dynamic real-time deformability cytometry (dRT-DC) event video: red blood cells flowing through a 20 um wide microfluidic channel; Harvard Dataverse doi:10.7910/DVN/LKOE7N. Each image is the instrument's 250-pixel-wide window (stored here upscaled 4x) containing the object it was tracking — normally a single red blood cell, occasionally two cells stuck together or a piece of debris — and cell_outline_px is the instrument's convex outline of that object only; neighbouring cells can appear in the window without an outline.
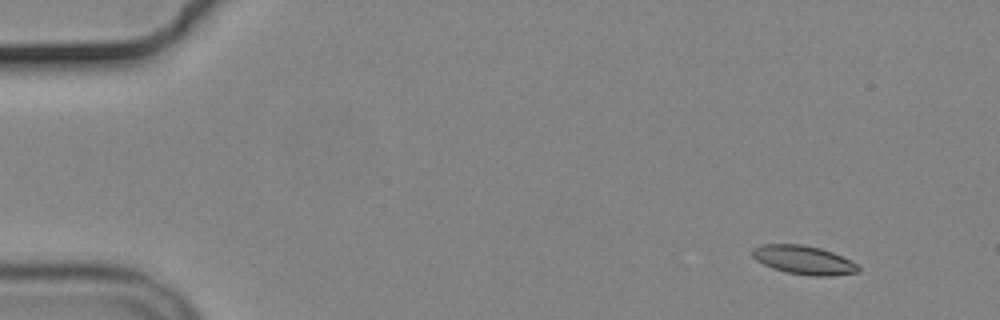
{"species": "common noctule bat (a hibernating species)", "species_latin": "Nyctalus noctula", "temperature_condition": "cold", "stored_images_in_passage": 6, "camera_frame_rate_fps": 3000, "um_per_image_px": 0.085, "animal": {"sex": "male", "body_mass_g": 19.2, "forearm_length_mm": 51.8}, "frame": {"image": 1, "passage_image": 2, "time_ms": 1.333, "image_size_px": [1000, 320], "cell_outline_px": [[860, 272], [832, 276], [812, 276], [788, 272], [772, 268], [756, 260], [752, 256], [752, 248], [764, 244], [800, 244], [820, 248], [832, 252], [852, 260], [860, 268]], "centroid_in_image_um": [68.34, 22.1], "position_along_channel_um": 16.7, "area_um2": 17.74}}
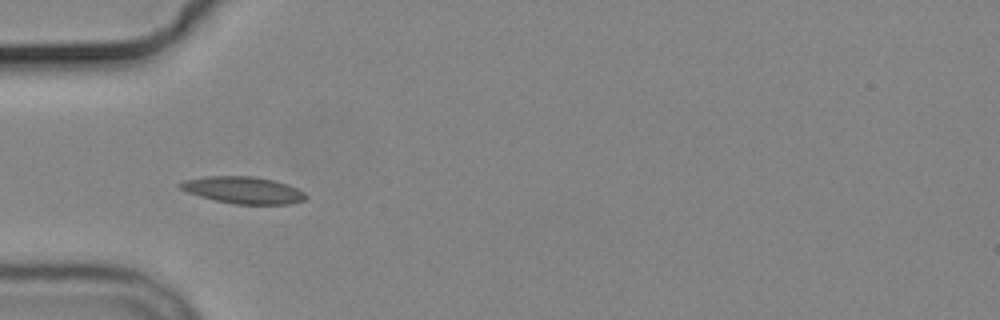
{"frame": {"image": 2, "passage_image": 5, "time_ms": 5.667, "image_size_px": [1000, 320], "cell_outline_px": [[308, 196], [304, 200], [292, 204], [236, 204], [216, 200], [200, 196], [188, 192], [180, 188], [176, 184], [184, 180], [208, 176], [252, 176], [272, 180], [288, 184], [304, 192]], "centroid_in_image_um": [20.69, 16.16], "position_along_channel_um": 64.3, "area_um2": 19.59}}
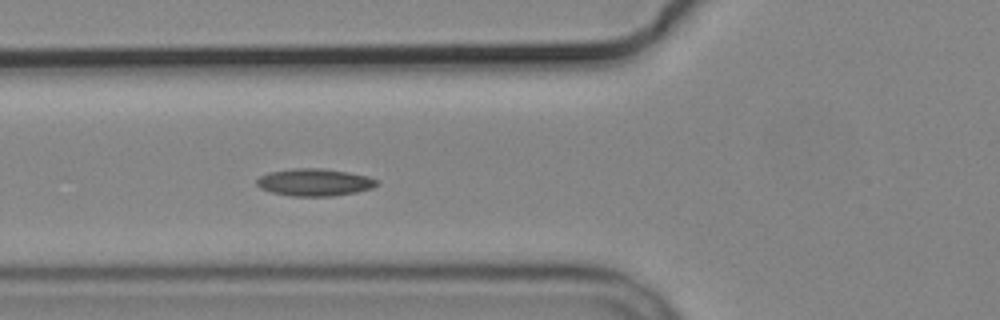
{"frame": {"image": 3, "passage_image": 6, "time_ms": 6.667, "image_size_px": [1000, 320], "cell_outline_px": [[380, 184], [372, 188], [356, 192], [332, 196], [292, 196], [272, 192], [260, 188], [256, 184], [256, 180], [260, 176], [268, 172], [296, 168], [324, 168], [348, 172], [368, 176], [376, 180]], "centroid_in_image_um": [26.73, 15.49], "position_along_channel_um": 99.1, "area_um2": 19.13}}